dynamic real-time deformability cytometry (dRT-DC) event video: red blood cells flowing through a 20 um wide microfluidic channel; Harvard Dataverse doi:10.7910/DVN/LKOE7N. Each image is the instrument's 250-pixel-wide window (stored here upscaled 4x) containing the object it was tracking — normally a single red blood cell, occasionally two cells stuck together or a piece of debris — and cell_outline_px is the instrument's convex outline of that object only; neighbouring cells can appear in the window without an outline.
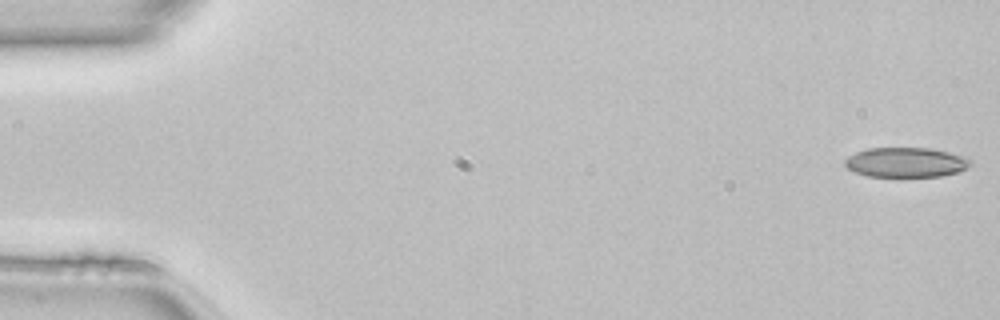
{"species": "common noctule bat (a hibernating species)", "species_latin": "Nyctalus noctula", "temperature_condition": "room temperature", "stored_images_in_passage": 49, "camera_frame_rate_fps": 3000, "um_per_image_px": 0.085, "animal": {"sex": "female", "body_mass_g": 22.7, "forearm_length_mm": 54.2}, "frame": {"image": 1, "passage_image": 1, "time_ms": 0.0, "image_size_px": [1000, 320], "cell_outline_px": [[972, 164], [960, 172], [940, 176], [904, 180], [900, 180], [868, 176], [856, 172], [848, 168], [844, 164], [844, 160], [848, 156], [856, 152], [868, 148], [932, 148], [948, 152], [972, 160]], "centroid_in_image_um": [76.99, 13.86], "position_along_channel_um": 8.0, "area_um2": 22.77}}
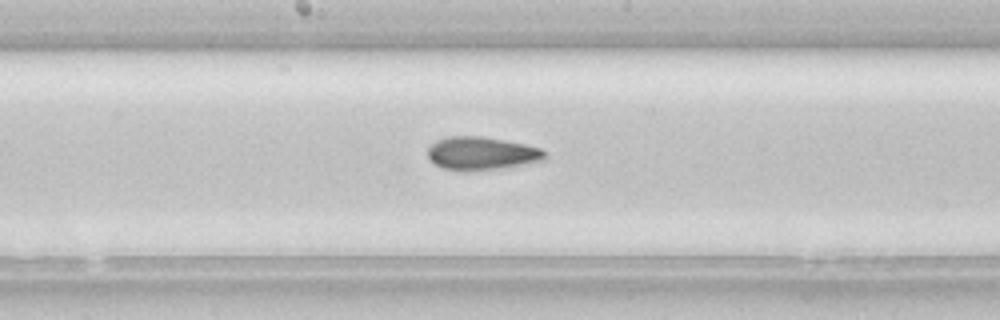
{"frame": {"image": 2, "passage_image": 26, "time_ms": 8.333, "image_size_px": [1000, 320], "cell_outline_px": [[548, 156], [540, 160], [500, 168], [444, 168], [436, 164], [428, 156], [428, 148], [436, 140], [448, 136], [480, 136], [524, 144], [540, 148]], "centroid_in_image_um": [40.92, 12.98], "position_along_channel_um": 207.3, "area_um2": 21.44}}
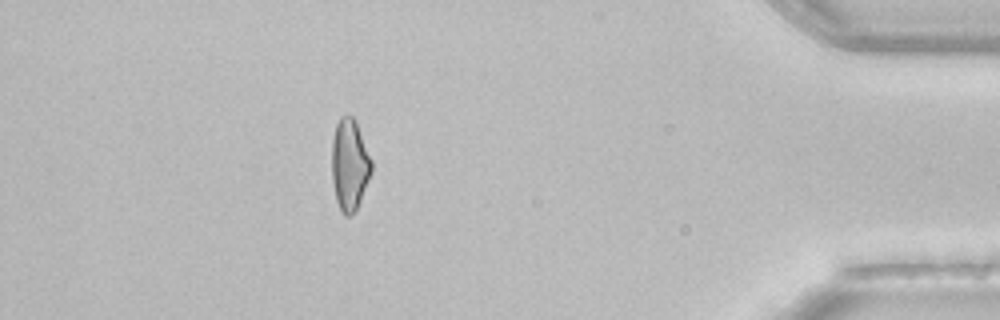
{"frame": {"image": 3, "passage_image": 44, "time_ms": 14.333, "image_size_px": [1000, 320], "cell_outline_px": [[372, 172], [360, 200], [356, 208], [348, 216], [344, 216], [340, 212], [336, 200], [332, 184], [332, 140], [336, 124], [340, 116], [352, 116], [356, 120], [372, 160]], "centroid_in_image_um": [29.71, 13.99], "position_along_channel_um": 405.5, "area_um2": 21.27}, "authors_computed_cell_mechanics": {"area_um2": 22.253, "velocity_mm_per_s": 4.138, "shape_relaxation_time_tau1_ms": null, "shape_relaxation_time_tau2_ms": 3.4749, "deformation_change_tau1": null, "deformation_change_tau2": 0.1077}}